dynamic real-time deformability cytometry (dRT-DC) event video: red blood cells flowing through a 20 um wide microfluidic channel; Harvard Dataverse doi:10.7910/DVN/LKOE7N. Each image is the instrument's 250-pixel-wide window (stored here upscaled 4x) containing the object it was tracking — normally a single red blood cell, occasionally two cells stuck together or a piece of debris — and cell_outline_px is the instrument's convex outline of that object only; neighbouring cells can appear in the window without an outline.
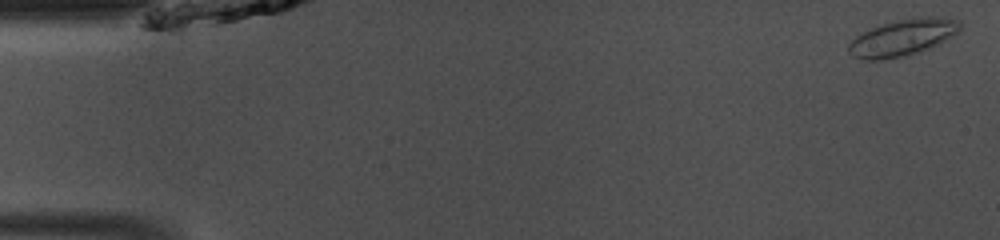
{"species": "common noctule bat (a hibernating species)", "species_latin": "Nyctalus noctula", "temperature_condition": "room temperature", "stored_images_in_passage": 48, "camera_frame_rate_fps": 3000, "um_per_image_px": 0.085, "animal": {"sex": "male", "body_mass_g": 13.0, "forearm_length_mm": 53.1}, "frame": {"image": 1, "passage_image": 1, "time_ms": 0.0, "image_size_px": [1000, 240], "cell_outline_px": [[960, 28], [956, 32], [940, 44], [932, 48], [908, 56], [880, 60], [864, 60], [852, 56], [848, 52], [848, 44], [856, 36], [880, 24], [900, 20], [924, 16], [936, 16], [960, 20]], "centroid_in_image_um": [76.72, 3.21], "position_along_channel_um": 8.3, "area_um2": 23.87}}
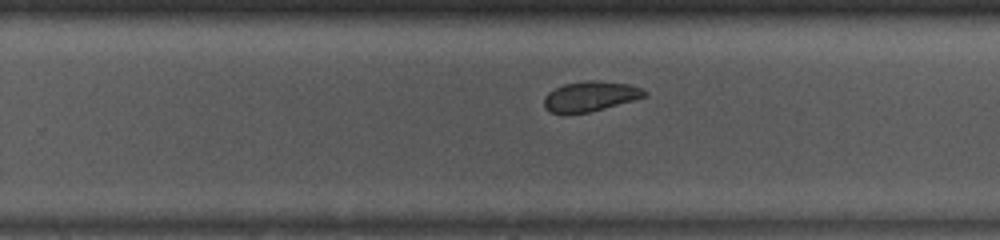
{"frame": {"image": 2, "passage_image": 30, "time_ms": 9.667, "image_size_px": [1000, 240], "cell_outline_px": [[648, 96], [604, 108], [588, 112], [548, 112], [544, 108], [544, 96], [548, 92], [564, 84], [588, 80], [592, 80], [628, 84], [640, 88], [648, 92]], "centroid_in_image_um": [50.17, 8.17], "position_along_channel_um": 279.6, "area_um2": 17.28}}
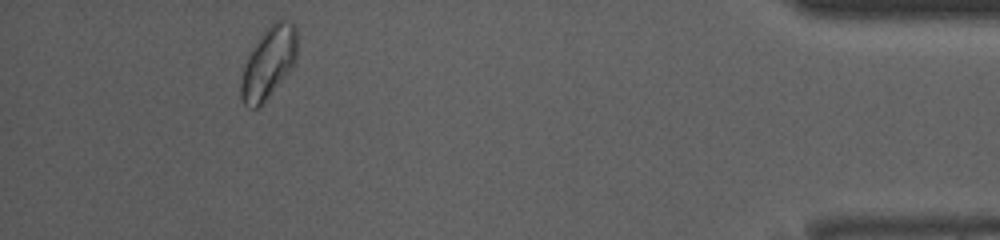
{"frame": {"image": 3, "passage_image": 44, "time_ms": 14.333, "image_size_px": [1000, 240], "cell_outline_px": [[296, 60], [288, 72], [260, 108], [248, 108], [240, 100], [240, 84], [244, 64], [248, 52], [256, 40], [268, 24], [280, 20], [292, 24], [296, 28]], "centroid_in_image_um": [22.77, 5.36], "position_along_channel_um": 412.4, "area_um2": 23.58}, "authors_computed_cell_mechanics": {"area_um2": 19.0451, "velocity_mm_per_s": 4.1081, "shape_relaxation_time_tau1_ms": null, "shape_relaxation_time_tau2_ms": 6.1623, "deformation_change_tau1": null, "deformation_change_tau2": 0.0709}}